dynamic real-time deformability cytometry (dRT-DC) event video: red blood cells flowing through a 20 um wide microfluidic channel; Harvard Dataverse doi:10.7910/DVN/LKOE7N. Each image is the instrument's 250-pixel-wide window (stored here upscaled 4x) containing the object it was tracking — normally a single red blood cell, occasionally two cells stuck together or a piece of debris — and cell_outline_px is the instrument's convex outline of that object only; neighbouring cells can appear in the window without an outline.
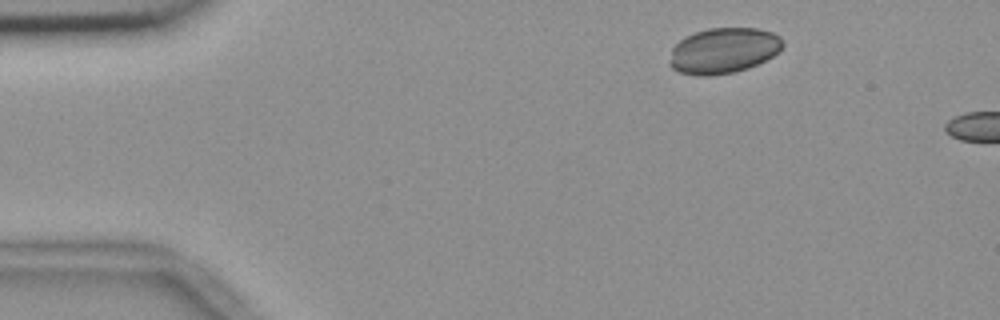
{"species": "common noctule bat (a hibernating species)", "species_latin": "Nyctalus noctula", "temperature_condition": "room temperature", "stored_images_in_passage": 4, "camera_frame_rate_fps": 3000, "um_per_image_px": 0.085, "animal": {"sex": "female", "body_mass_g": 18.4}, "frame": {"image": 1, "passage_image": 1, "time_ms": 0.0, "image_size_px": [1000, 320], "cell_outline_px": [[784, 44], [772, 56], [748, 68], [732, 72], [708, 76], [700, 76], [680, 72], [672, 68], [668, 64], [668, 60], [672, 48], [684, 36], [708, 28], [756, 28], [772, 32], [780, 36]], "centroid_in_image_um": [61.45, 4.29], "position_along_channel_um": 23.5, "area_um2": 30.0}}